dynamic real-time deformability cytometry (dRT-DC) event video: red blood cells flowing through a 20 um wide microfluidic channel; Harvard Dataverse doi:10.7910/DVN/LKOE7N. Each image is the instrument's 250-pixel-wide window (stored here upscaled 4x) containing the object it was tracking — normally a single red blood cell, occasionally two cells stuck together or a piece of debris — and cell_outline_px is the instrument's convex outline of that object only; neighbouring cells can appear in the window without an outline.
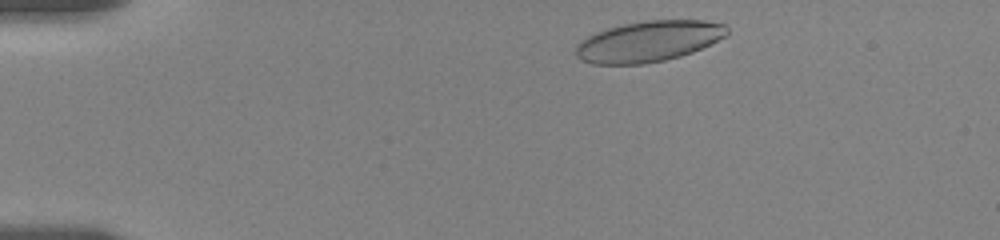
{"species": "human", "species_latin": "Homo sapiens", "temperature_condition": "room temperature", "stored_images_in_passage": 48, "camera_frame_rate_fps": 3000, "um_per_image_px": 0.085, "donor": {"sex": "female"}, "frame": {"image": 1, "passage_image": 1, "time_ms": 0.0, "image_size_px": [1000, 240], "cell_outline_px": [[728, 36], [692, 52], [680, 56], [664, 60], [644, 64], [592, 64], [580, 60], [576, 56], [576, 44], [580, 40], [596, 32], [608, 28], [624, 24], [648, 20], [704, 20], [724, 24], [728, 28]], "centroid_in_image_um": [55.13, 3.51], "position_along_channel_um": 29.9, "area_um2": 36.07}}
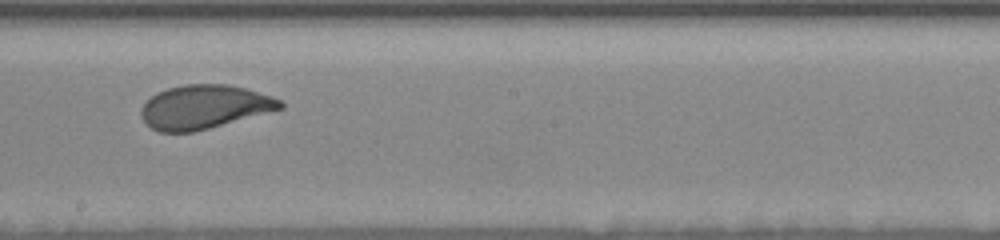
{"frame": {"image": 2, "passage_image": 24, "time_ms": 7.667, "image_size_px": [1000, 240], "cell_outline_px": [[284, 108], [208, 128], [192, 132], [160, 132], [152, 128], [140, 116], [140, 112], [144, 104], [152, 96], [168, 88], [184, 84], [228, 84], [244, 88], [272, 96], [280, 100], [284, 104]], "centroid_in_image_um": [17.37, 9.08], "position_along_channel_um": 230.8, "area_um2": 35.08}}
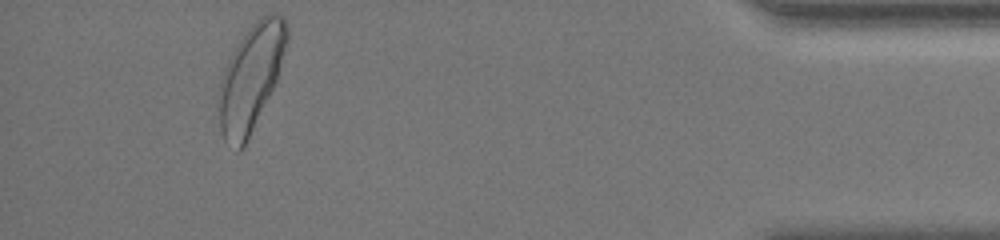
{"frame": {"image": 3, "passage_image": 44, "time_ms": 14.333, "image_size_px": [1000, 240], "cell_outline_px": [[288, 40], [276, 80], [244, 148], [240, 152], [236, 152], [224, 140], [220, 128], [216, 100], [220, 80], [224, 68], [232, 52], [240, 40], [252, 24], [260, 16], [272, 12], [276, 12], [284, 16], [288, 24]], "centroid_in_image_um": [21.3, 6.62], "position_along_channel_um": 413.9, "area_um2": 42.37}, "authors_computed_cell_mechanics": {"area_um2": 36.3851, "velocity_mm_per_s": 3.5254, "shape_relaxation_time_tau1_ms": 4.6629, "shape_relaxation_time_tau2_ms": 0.7811, "deformation_change_tau1": 0.1702, "deformation_change_tau2": 0.0723}}